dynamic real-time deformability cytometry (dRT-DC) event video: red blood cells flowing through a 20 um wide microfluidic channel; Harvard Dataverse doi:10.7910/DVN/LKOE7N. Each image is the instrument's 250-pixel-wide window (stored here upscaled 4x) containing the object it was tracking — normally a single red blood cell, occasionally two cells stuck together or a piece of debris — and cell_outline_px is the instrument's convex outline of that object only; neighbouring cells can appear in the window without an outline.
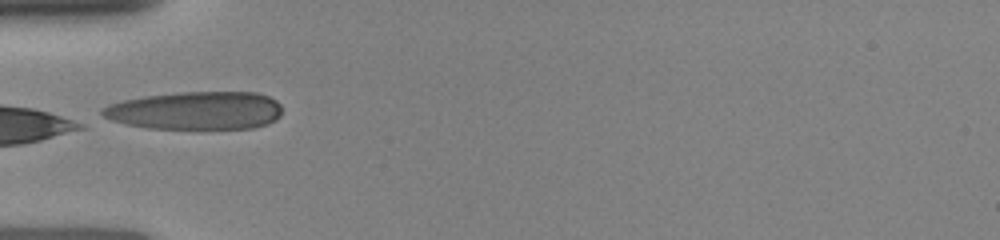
{"species": "human", "species_latin": "Homo sapiens", "temperature_condition": "room temperature", "stored_images_in_passage": 37, "camera_frame_rate_fps": 3000, "um_per_image_px": 0.085, "donor": {"sex": "female"}, "frame": {"image": 1, "passage_image": 14, "time_ms": 3.667, "image_size_px": [1000, 240], "cell_outline_px": [[280, 116], [276, 120], [268, 124], [252, 128], [148, 128], [128, 124], [112, 120], [104, 116], [100, 112], [100, 108], [108, 104], [124, 100], [144, 96], [180, 92], [256, 92], [268, 96], [276, 100], [280, 104]], "centroid_in_image_um": [16.65, 9.39], "position_along_channel_um": 68.4, "area_um2": 39.82}}